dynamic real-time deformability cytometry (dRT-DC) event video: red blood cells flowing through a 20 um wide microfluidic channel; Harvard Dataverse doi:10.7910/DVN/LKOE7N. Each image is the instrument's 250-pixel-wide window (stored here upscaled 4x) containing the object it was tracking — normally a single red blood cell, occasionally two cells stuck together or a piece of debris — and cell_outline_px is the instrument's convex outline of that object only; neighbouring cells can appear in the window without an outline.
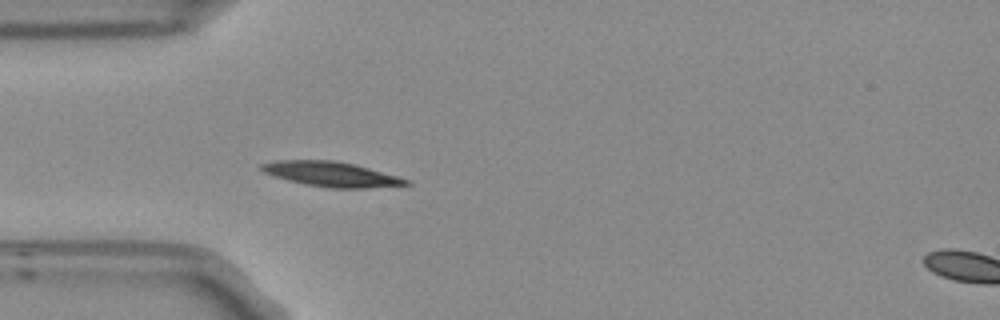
{"species": "Egyptian fruit bat (a non-hibernating species)", "species_latin": "Rousettus aegyptiacus", "temperature_condition": "room temperature", "stored_images_in_passage": 5, "segment_of_instrument_passage": [1, 2], "camera_frame_rate_fps": 3000, "um_per_image_px": 0.085, "frame": {"image": 1, "passage_image": 4, "time_ms": 1.0, "image_size_px": [1000, 320], "cell_outline_px": [[412, 184], [364, 188], [328, 188], [304, 184], [272, 176], [264, 172], [260, 168], [260, 164], [280, 160], [332, 160], [352, 164], [368, 168], [396, 176], [408, 180]], "centroid_in_image_um": [28.1, 14.81], "position_along_channel_um": 56.9, "area_um2": 20.63}}